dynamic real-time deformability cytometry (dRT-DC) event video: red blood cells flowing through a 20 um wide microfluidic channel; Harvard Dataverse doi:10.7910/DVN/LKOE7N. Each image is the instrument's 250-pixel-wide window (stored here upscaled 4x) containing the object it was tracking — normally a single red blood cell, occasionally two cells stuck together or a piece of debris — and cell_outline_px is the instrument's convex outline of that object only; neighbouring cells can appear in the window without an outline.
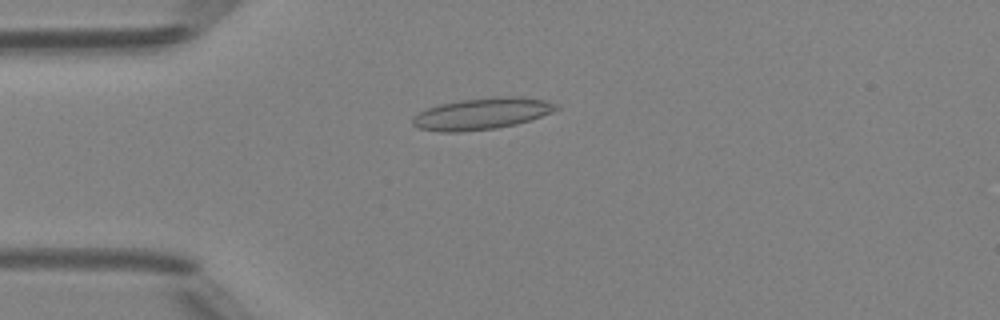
{"species": "Egyptian fruit bat (a non-hibernating species)", "species_latin": "Rousettus aegyptiacus", "temperature_condition": "room temperature", "stored_images_in_passage": 49, "camera_frame_rate_fps": 3000, "um_per_image_px": 0.085, "animal": {"sex": "female"}, "frame": {"image": 1, "passage_image": 13, "time_ms": 4.0, "image_size_px": [1000, 320], "cell_outline_px": [[560, 108], [552, 112], [516, 124], [496, 128], [460, 132], [436, 132], [420, 128], [412, 124], [412, 116], [428, 108], [440, 104], [460, 100], [496, 96], [512, 96], [544, 100], [556, 104]], "centroid_in_image_um": [40.92, 9.66], "position_along_channel_um": 44.1, "area_um2": 26.24}}
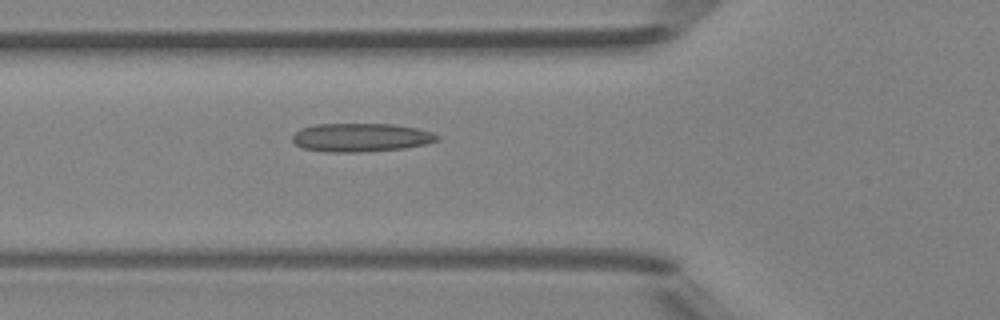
{"frame": {"image": 2, "passage_image": 18, "time_ms": 5.667, "image_size_px": [1000, 320], "cell_outline_px": [[440, 140], [424, 144], [404, 148], [368, 152], [324, 152], [304, 148], [296, 144], [292, 140], [292, 136], [300, 128], [316, 124], [396, 124], [416, 128], [432, 132], [440, 136]], "centroid_in_image_um": [30.69, 11.69], "position_along_channel_um": 95.1, "area_um2": 24.22}}
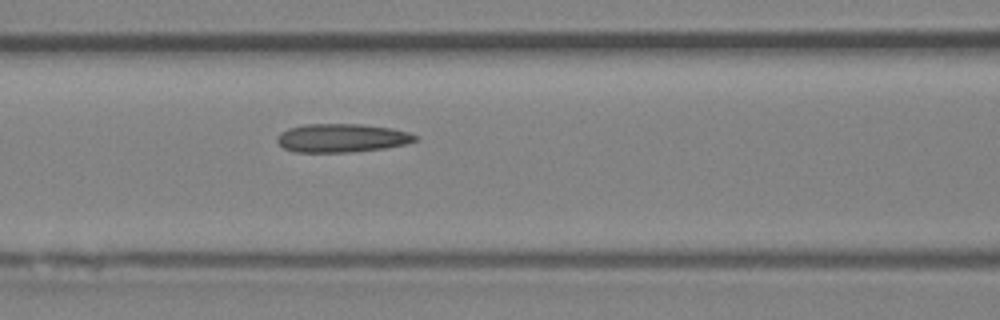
{"frame": {"image": 3, "passage_image": 21, "time_ms": 6.667, "image_size_px": [1000, 320], "cell_outline_px": [[420, 140], [404, 144], [384, 148], [352, 152], [296, 152], [284, 148], [276, 140], [276, 136], [280, 132], [288, 128], [304, 124], [360, 124], [392, 128], [408, 132], [420, 136]], "centroid_in_image_um": [29.07, 11.72], "position_along_channel_um": 137.5, "area_um2": 23.12}}